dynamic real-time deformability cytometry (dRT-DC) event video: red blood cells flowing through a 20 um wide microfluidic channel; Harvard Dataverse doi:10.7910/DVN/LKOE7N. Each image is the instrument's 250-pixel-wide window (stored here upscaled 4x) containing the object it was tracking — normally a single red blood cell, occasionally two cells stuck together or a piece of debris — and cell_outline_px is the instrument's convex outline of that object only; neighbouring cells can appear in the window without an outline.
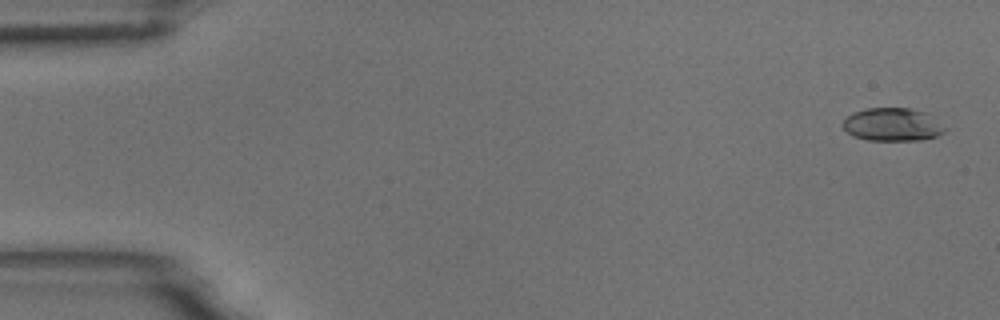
{"species": "common noctule bat (a hibernating species)", "species_latin": "Nyctalus noctula", "temperature_condition": "room temperature", "stored_images_in_passage": 9, "camera_frame_rate_fps": 3000, "um_per_image_px": 0.085, "animal": {"sex": "male", "body_mass_g": 18.8}, "frame": {"image": 1, "passage_image": 1, "time_ms": 0.0, "image_size_px": [1000, 320], "cell_outline_px": [[948, 128], [944, 132], [936, 136], [920, 140], [868, 140], [852, 136], [844, 128], [844, 120], [852, 112], [864, 108], [908, 108], [928, 112]], "centroid_in_image_um": [75.9, 10.58], "position_along_channel_um": 9.1, "area_um2": 19.83}}
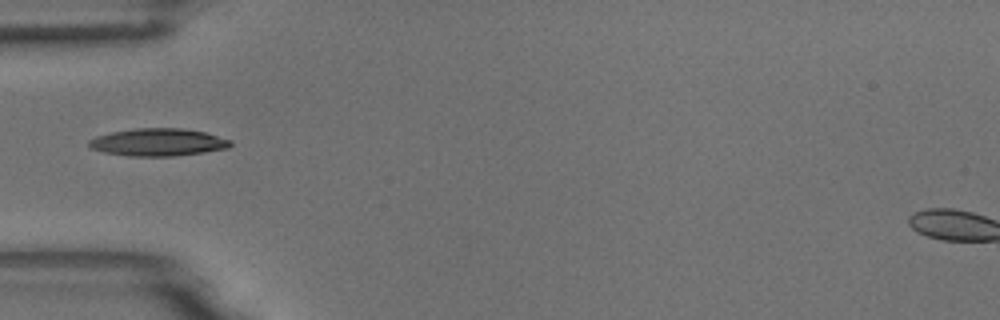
{"frame": {"image": 2, "passage_image": 6, "time_ms": 1.667, "image_size_px": [1000, 320], "cell_outline_px": [[232, 144], [228, 148], [204, 152], [172, 156], [128, 156], [104, 152], [88, 148], [88, 140], [96, 136], [112, 132], [136, 128], [180, 128], [204, 132], [232, 140]], "centroid_in_image_um": [13.41, 12.09], "position_along_channel_um": 71.6, "area_um2": 22.72}}